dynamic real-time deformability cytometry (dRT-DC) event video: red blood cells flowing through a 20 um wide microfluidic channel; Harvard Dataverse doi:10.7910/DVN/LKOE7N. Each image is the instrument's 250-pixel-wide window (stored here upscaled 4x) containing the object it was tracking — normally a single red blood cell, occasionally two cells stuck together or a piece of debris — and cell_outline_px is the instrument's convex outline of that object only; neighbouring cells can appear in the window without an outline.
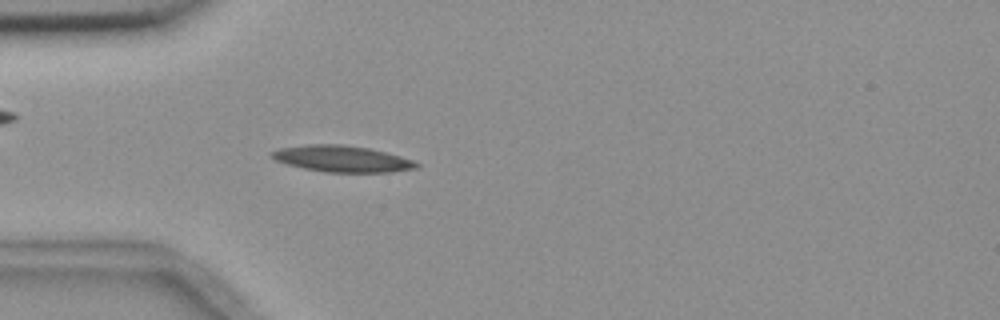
{"species": "common noctule bat (a hibernating species)", "species_latin": "Nyctalus noctula", "temperature_condition": "room temperature", "stored_images_in_passage": 2, "camera_frame_rate_fps": 3000, "um_per_image_px": 0.085, "animal": {"sex": "female", "body_mass_g": 18.4}, "frame": {"image": 1, "passage_image": 2, "time_ms": 1.0, "image_size_px": [1000, 320], "cell_outline_px": [[420, 164], [416, 168], [392, 172], [324, 172], [304, 168], [288, 164], [276, 160], [272, 156], [272, 152], [280, 148], [308, 144], [344, 144], [368, 148], [400, 156], [412, 160]], "centroid_in_image_um": [29.09, 13.49], "position_along_channel_um": 55.9, "area_um2": 21.96}}